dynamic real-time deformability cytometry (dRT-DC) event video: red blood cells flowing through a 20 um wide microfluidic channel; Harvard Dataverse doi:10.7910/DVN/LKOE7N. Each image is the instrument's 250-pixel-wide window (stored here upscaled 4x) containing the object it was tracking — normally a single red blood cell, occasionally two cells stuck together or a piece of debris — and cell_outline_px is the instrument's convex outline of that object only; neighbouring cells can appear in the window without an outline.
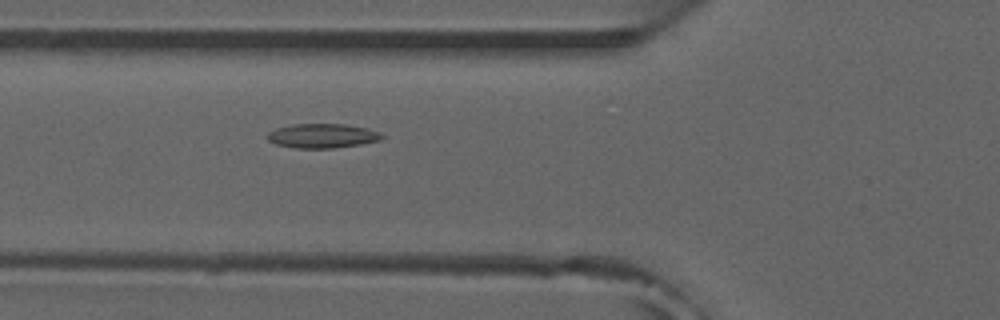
{"species": "common noctule bat (a hibernating species)", "species_latin": "Nyctalus noctula", "temperature_condition": "room temperature", "stored_images_in_passage": 37, "camera_frame_rate_fps": 3000, "um_per_image_px": 0.085, "animal": {"sex": "male", "forearm_length_mm": 52.5}, "frame": {"image": 1, "passage_image": 6, "time_ms": 1.667, "image_size_px": [1000, 320], "cell_outline_px": [[384, 136], [380, 140], [360, 144], [332, 148], [296, 148], [276, 144], [268, 140], [268, 132], [276, 128], [292, 124], [344, 124], [368, 128], [380, 132]], "centroid_in_image_um": [27.41, 11.54], "position_along_channel_um": 98.4, "area_um2": 16.18}, "authors_computed_cell_mechanics": {"area_um2": 15.3748, "velocity_mm_per_s": 3.8898, "shape_relaxation_time_tau1_ms": null, "shape_relaxation_time_tau2_ms": 5.6561, "deformation_change_tau1": null, "deformation_change_tau2": 0.1127}}